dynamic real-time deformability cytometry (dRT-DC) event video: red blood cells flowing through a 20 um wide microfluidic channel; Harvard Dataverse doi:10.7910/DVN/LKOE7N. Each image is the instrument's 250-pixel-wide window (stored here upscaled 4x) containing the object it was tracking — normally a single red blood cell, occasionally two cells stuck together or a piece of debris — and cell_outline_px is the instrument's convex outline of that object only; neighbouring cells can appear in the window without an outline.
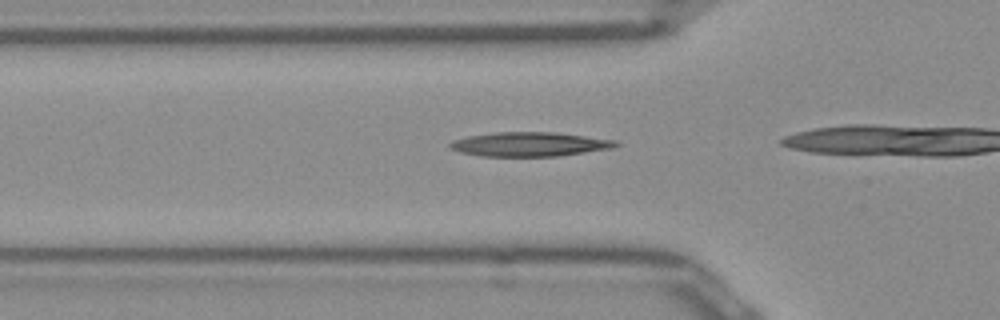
{"species": "Egyptian fruit bat (a non-hibernating species)", "species_latin": "Rousettus aegyptiacus", "temperature_condition": "room temperature", "stored_images_in_passage": 7, "camera_frame_rate_fps": 3000, "um_per_image_px": 0.085, "frame": {"image": 1, "passage_image": 3, "time_ms": 0.667, "image_size_px": [1000, 320], "cell_outline_px": [[620, 144], [612, 148], [556, 156], [480, 156], [460, 152], [452, 148], [448, 144], [452, 140], [468, 136], [496, 132], [556, 132], [616, 140]], "centroid_in_image_um": [45.01, 12.25], "position_along_channel_um": 80.8, "area_um2": 23.29}}
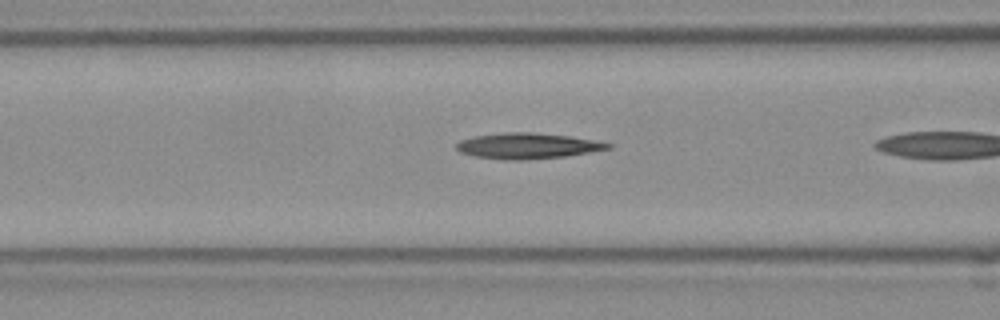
{"frame": {"image": 2, "passage_image": 6, "time_ms": 1.667, "image_size_px": [1000, 320], "cell_outline_px": [[612, 148], [564, 156], [520, 160], [508, 160], [476, 156], [460, 152], [456, 148], [456, 144], [460, 140], [476, 136], [504, 132], [532, 132], [568, 136], [592, 140], [612, 144]], "centroid_in_image_um": [44.81, 12.39], "position_along_channel_um": 121.8, "area_um2": 22.31}}